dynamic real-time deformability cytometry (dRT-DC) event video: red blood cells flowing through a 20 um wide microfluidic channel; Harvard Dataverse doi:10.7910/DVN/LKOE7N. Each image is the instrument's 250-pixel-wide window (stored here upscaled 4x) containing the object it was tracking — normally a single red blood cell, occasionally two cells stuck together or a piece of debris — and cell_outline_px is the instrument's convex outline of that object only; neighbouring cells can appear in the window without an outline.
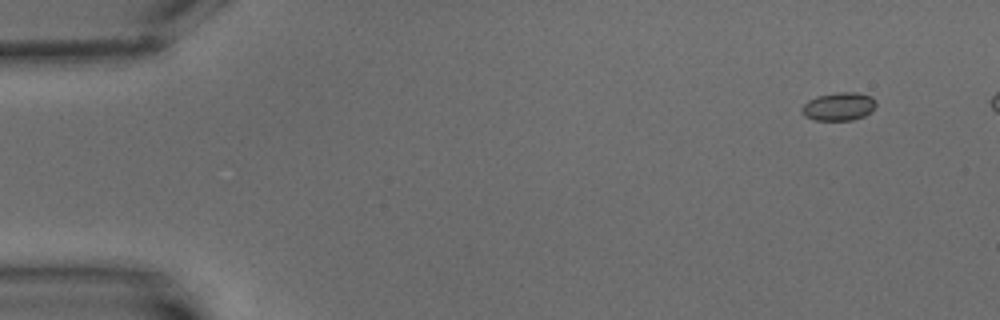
{"species": "common noctule bat (a hibernating species)", "species_latin": "Nyctalus noctula", "temperature_condition": "warm", "stored_images_in_passage": 6, "camera_frame_rate_fps": 3000, "um_per_image_px": 0.085, "animal": {"sex": "male", "body_mass_g": 15.6}, "frame": {"image": 1, "passage_image": 2, "time_ms": 1.0, "image_size_px": [1000, 320], "cell_outline_px": [[876, 104], [864, 116], [852, 120], [816, 120], [804, 116], [800, 108], [808, 100], [816, 96], [840, 92], [856, 92], [872, 96], [876, 100]], "centroid_in_image_um": [71.27, 9.04], "position_along_channel_um": 13.7, "area_um2": 12.14}}
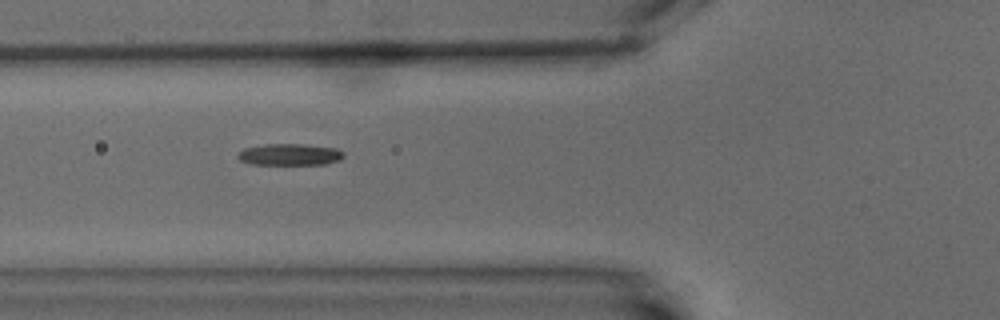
{"frame": {"image": 2, "passage_image": 6, "time_ms": 7.333, "image_size_px": [1000, 320], "cell_outline_px": [[344, 156], [340, 160], [324, 164], [248, 164], [240, 160], [236, 156], [236, 152], [244, 148], [264, 144], [304, 144], [336, 148], [344, 152]], "centroid_in_image_um": [24.59, 13.13], "position_along_channel_um": 101.2, "area_um2": 13.47}}